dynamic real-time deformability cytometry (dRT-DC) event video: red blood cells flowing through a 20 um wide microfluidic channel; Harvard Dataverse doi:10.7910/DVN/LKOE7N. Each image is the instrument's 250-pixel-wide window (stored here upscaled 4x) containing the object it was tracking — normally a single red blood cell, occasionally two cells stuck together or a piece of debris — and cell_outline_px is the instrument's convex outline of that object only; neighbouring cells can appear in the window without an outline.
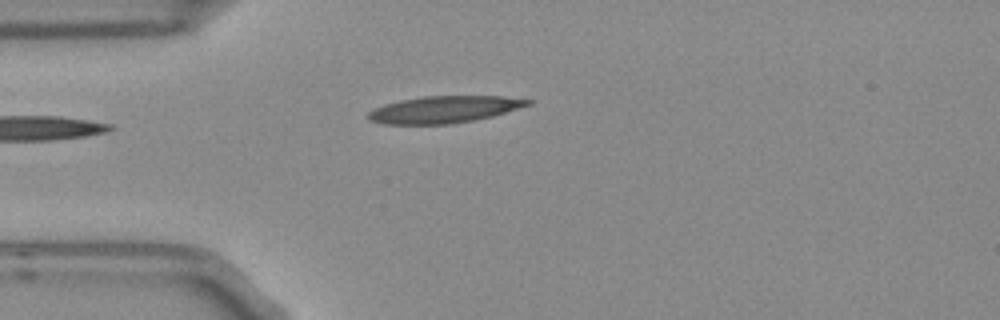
{"species": "Egyptian fruit bat (a non-hibernating species)", "species_latin": "Rousettus aegyptiacus", "temperature_condition": "room temperature", "stored_images_in_passage": 3, "camera_frame_rate_fps": 3000, "um_per_image_px": 0.085, "frame": {"image": 1, "passage_image": 3, "time_ms": 0.667, "image_size_px": [1000, 320], "cell_outline_px": [[532, 104], [492, 116], [452, 124], [384, 124], [368, 120], [368, 112], [372, 108], [384, 104], [400, 100], [424, 96], [504, 96], [532, 100]], "centroid_in_image_um": [37.72, 9.3], "position_along_channel_um": 47.3, "area_um2": 25.03}}